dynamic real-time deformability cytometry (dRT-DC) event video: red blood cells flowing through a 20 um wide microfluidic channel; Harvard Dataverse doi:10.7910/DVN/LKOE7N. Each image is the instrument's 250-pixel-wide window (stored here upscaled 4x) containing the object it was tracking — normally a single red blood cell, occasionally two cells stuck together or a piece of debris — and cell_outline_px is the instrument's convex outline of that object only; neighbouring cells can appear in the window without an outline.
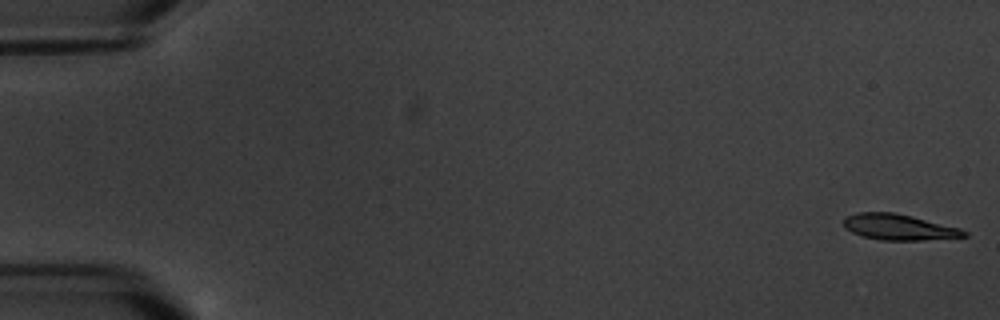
{"species": "common noctule bat (a hibernating species)", "species_latin": "Nyctalus noctula", "temperature_condition": "warm", "stored_images_in_passage": 9, "camera_frame_rate_fps": 3000, "um_per_image_px": 0.085, "animal": {"sex": "male", "body_mass_g": 20.1, "forearm_length_mm": 53.5}, "frame": {"image": 1, "passage_image": 1, "time_ms": 0.0, "image_size_px": [1000, 320], "cell_outline_px": [[968, 236], [920, 240], [880, 240], [864, 236], [852, 232], [844, 228], [844, 216], [856, 212], [896, 212], [960, 228], [968, 232]], "centroid_in_image_um": [76.37, 19.29], "position_along_channel_um": 8.6, "area_um2": 18.15}}
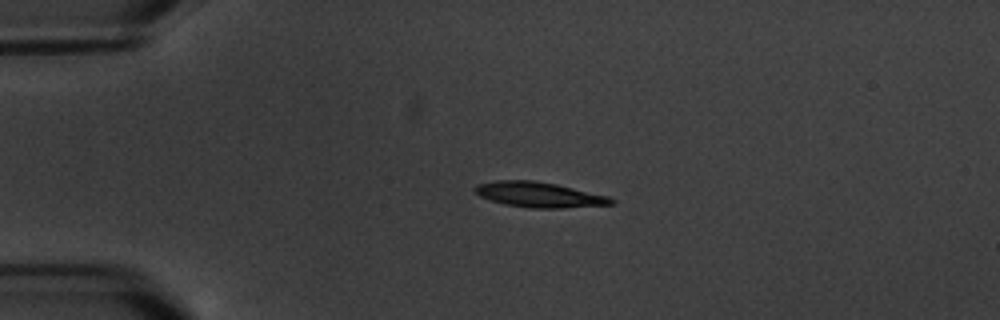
{"frame": {"image": 2, "passage_image": 4, "time_ms": 4.333, "image_size_px": [1000, 320], "cell_outline_px": [[616, 204], [560, 208], [532, 208], [504, 204], [480, 196], [472, 188], [476, 184], [496, 180], [532, 180], [556, 184], [608, 196], [616, 200]], "centroid_in_image_um": [45.83, 16.54], "position_along_channel_um": 39.2, "area_um2": 20.0}}
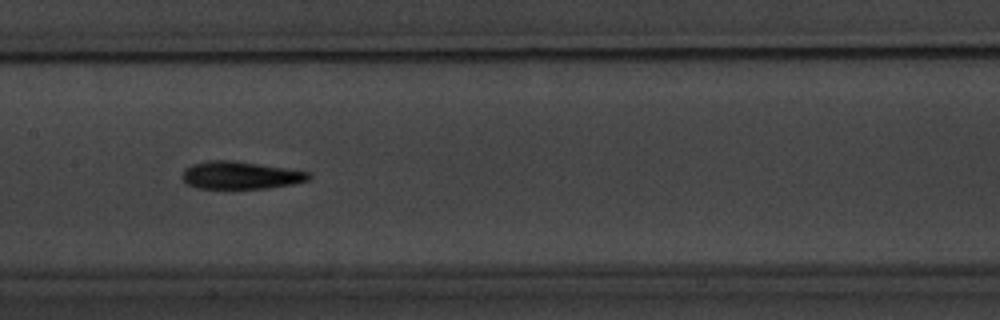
{"frame": {"image": 3, "passage_image": 8, "time_ms": 9.667, "image_size_px": [1000, 320], "cell_outline_px": [[312, 176], [308, 180], [292, 184], [268, 188], [196, 188], [188, 184], [180, 176], [184, 168], [192, 164], [208, 160], [236, 160], [308, 172]], "centroid_in_image_um": [20.39, 14.89], "position_along_channel_um": 187.0, "area_um2": 20.35}}